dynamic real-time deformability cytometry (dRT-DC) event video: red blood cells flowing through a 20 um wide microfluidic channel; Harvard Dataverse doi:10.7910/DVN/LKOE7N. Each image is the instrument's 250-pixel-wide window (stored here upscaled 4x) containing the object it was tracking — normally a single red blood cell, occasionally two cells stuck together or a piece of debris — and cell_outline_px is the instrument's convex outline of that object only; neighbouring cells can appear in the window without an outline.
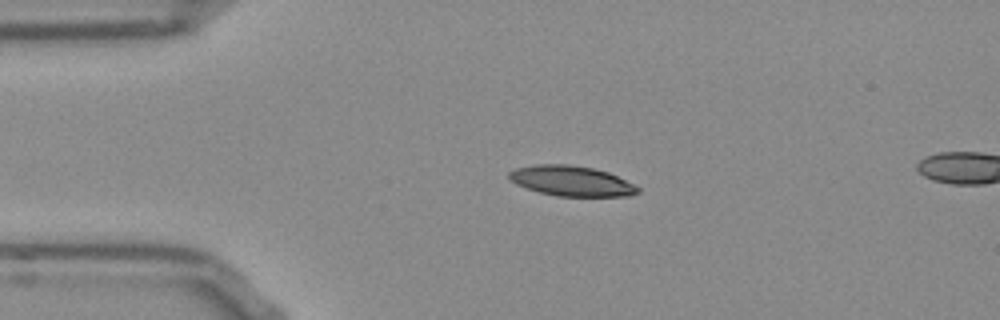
{"species": "Egyptian fruit bat (a non-hibernating species)", "species_latin": "Rousettus aegyptiacus", "temperature_condition": "room temperature", "stored_images_in_passage": 13, "camera_frame_rate_fps": 3000, "um_per_image_px": 0.085, "frame": {"image": 1, "passage_image": 10, "time_ms": 3.0, "image_size_px": [1000, 320], "cell_outline_px": [[640, 192], [628, 196], [556, 196], [540, 192], [516, 184], [508, 180], [508, 172], [516, 168], [536, 164], [568, 164], [592, 168], [608, 172], [640, 188]], "centroid_in_image_um": [48.53, 15.38], "position_along_channel_um": 36.5, "area_um2": 22.54}}